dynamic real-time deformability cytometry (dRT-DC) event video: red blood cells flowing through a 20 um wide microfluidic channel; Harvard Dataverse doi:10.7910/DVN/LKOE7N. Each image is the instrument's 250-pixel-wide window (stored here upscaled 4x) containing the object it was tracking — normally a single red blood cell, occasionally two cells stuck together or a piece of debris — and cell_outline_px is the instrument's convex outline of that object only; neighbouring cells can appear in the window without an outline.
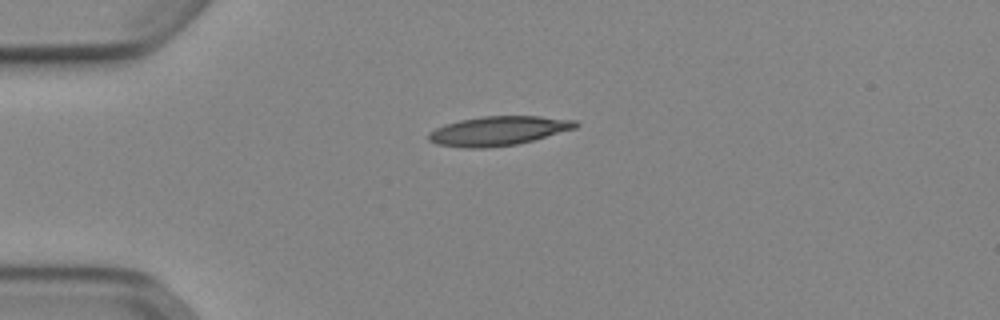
{"species": "Egyptian fruit bat (a non-hibernating species)", "species_latin": "Rousettus aegyptiacus", "temperature_condition": "cold", "stored_images_in_passage": 40, "camera_frame_rate_fps": 3000, "um_per_image_px": 0.085, "animal": {"sex": "female"}, "frame": {"image": 1, "passage_image": 1, "time_ms": 0.0, "image_size_px": [1000, 320], "cell_outline_px": [[580, 124], [576, 128], [532, 140], [516, 144], [488, 148], [464, 148], [436, 144], [428, 140], [428, 132], [436, 128], [460, 120], [484, 116], [540, 116], [576, 120]], "centroid_in_image_um": [42.35, 11.12], "position_along_channel_um": 42.6, "area_um2": 24.97}}
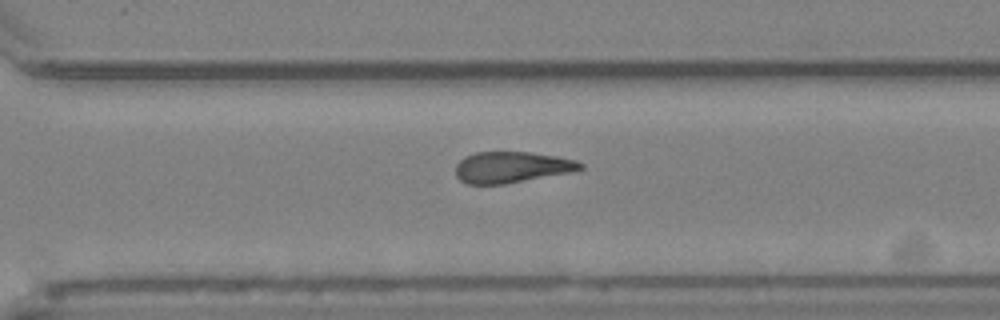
{"frame": {"image": 2, "passage_image": 25, "time_ms": 8.0, "image_size_px": [1000, 320], "cell_outline_px": [[584, 168], [572, 172], [504, 184], [468, 184], [460, 180], [456, 176], [456, 164], [464, 156], [476, 152], [528, 152], [556, 156], [576, 160], [584, 164]], "centroid_in_image_um": [43.49, 14.21], "position_along_channel_um": 327.1, "area_um2": 22.66}}
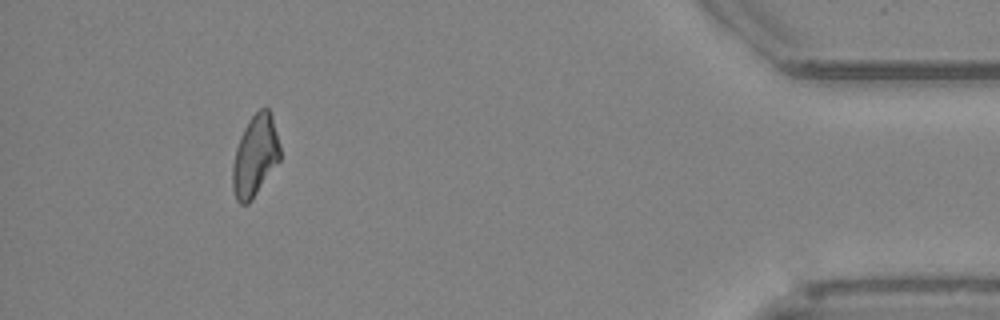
{"frame": {"image": 3, "passage_image": 36, "time_ms": 11.667, "image_size_px": [1000, 320], "cell_outline_px": [[280, 160], [252, 200], [248, 204], [240, 204], [236, 200], [232, 188], [232, 164], [236, 148], [244, 128], [248, 120], [260, 108], [268, 108], [272, 116], [280, 144]], "centroid_in_image_um": [21.68, 13.27], "position_along_channel_um": 413.5, "area_um2": 22.54}}